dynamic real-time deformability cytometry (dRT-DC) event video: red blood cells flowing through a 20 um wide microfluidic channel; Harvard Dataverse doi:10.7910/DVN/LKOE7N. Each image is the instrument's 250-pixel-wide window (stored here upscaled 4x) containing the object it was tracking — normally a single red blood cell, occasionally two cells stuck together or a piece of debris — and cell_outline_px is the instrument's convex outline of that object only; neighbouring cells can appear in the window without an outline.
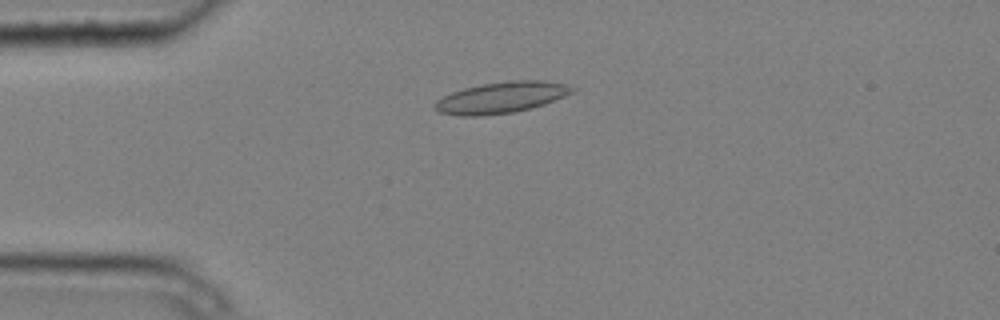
{"species": "common noctule bat (a hibernating species)", "species_latin": "Nyctalus noctula", "temperature_condition": "cold", "stored_images_in_passage": 9, "camera_frame_rate_fps": 3000, "um_per_image_px": 0.085, "animal": {"sex": "male", "body_mass_g": 20.4}, "frame": {"image": 1, "passage_image": 4, "time_ms": 1.0, "image_size_px": [1000, 320], "cell_outline_px": [[576, 88], [572, 92], [564, 96], [544, 104], [532, 108], [512, 112], [480, 116], [460, 116], [440, 112], [436, 108], [436, 100], [452, 92], [464, 88], [484, 84], [508, 80], [540, 80], [568, 84]], "centroid_in_image_um": [42.64, 8.28], "position_along_channel_um": 42.4, "area_um2": 24.74}}
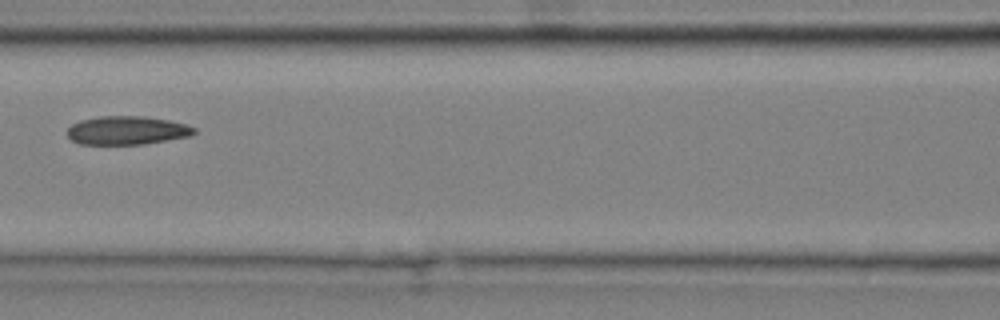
{"frame": {"image": 2, "passage_image": 7, "time_ms": 2.0, "image_size_px": [1000, 320], "cell_outline_px": [[196, 132], [192, 136], [144, 144], [80, 144], [72, 140], [68, 136], [68, 128], [72, 124], [80, 120], [100, 116], [144, 116], [168, 120], [184, 124], [196, 128]], "centroid_in_image_um": [10.81, 11.08], "position_along_channel_um": 155.8, "area_um2": 21.1}}
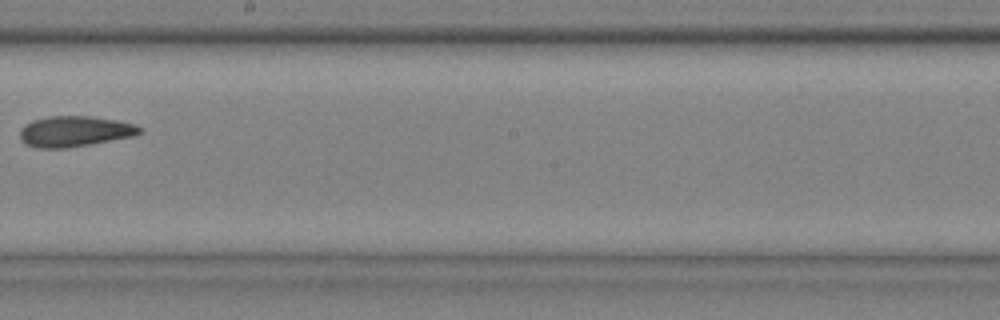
{"frame": {"image": 3, "passage_image": 9, "time_ms": 2.667, "image_size_px": [1000, 320], "cell_outline_px": [[144, 132], [136, 136], [68, 148], [36, 148], [24, 144], [20, 140], [20, 132], [24, 124], [32, 120], [48, 116], [88, 116], [116, 120], [136, 124], [144, 128]], "centroid_in_image_um": [6.38, 11.17], "position_along_channel_um": 241.8, "area_um2": 21.79}}